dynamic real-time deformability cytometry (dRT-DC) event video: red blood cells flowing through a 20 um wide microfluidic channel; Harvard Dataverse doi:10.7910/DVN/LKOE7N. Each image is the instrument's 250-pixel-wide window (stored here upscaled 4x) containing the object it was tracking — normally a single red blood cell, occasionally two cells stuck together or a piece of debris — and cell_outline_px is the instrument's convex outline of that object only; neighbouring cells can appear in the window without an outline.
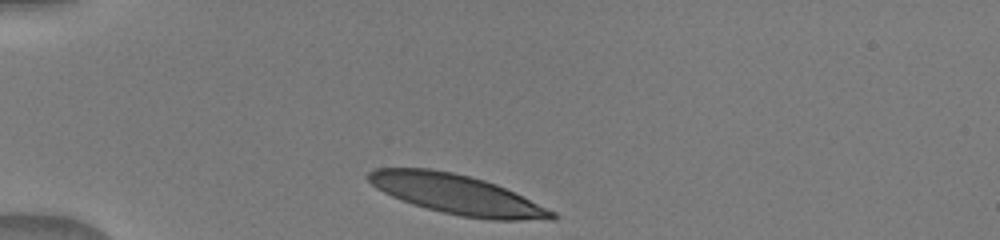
{"species": "human", "species_latin": "Homo sapiens", "temperature_condition": "warm", "stored_images_in_passage": 32, "camera_frame_rate_fps": 3000, "um_per_image_px": 0.085, "donor": {"sex": "male"}, "frame": {"image": 1, "passage_image": 1, "time_ms": 0.0, "image_size_px": [1000, 240], "cell_outline_px": [[560, 216], [556, 220], [492, 220], [460, 216], [412, 204], [392, 196], [376, 188], [364, 176], [368, 172], [376, 168], [428, 168], [452, 172], [484, 180], [496, 184], [556, 212]], "centroid_in_image_um": [38.85, 16.53], "position_along_channel_um": 46.1, "area_um2": 42.19}}
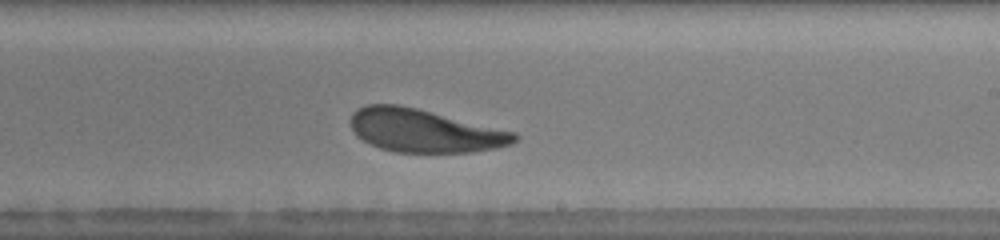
{"frame": {"image": 2, "passage_image": 18, "time_ms": 6.0, "image_size_px": [1000, 240], "cell_outline_px": [[520, 136], [512, 144], [496, 148], [472, 152], [396, 152], [380, 148], [356, 136], [352, 128], [352, 112], [356, 108], [364, 104], [396, 104], [416, 108], [516, 132]], "centroid_in_image_um": [36.08, 11.1], "position_along_channel_um": 252.9, "area_um2": 40.98}}
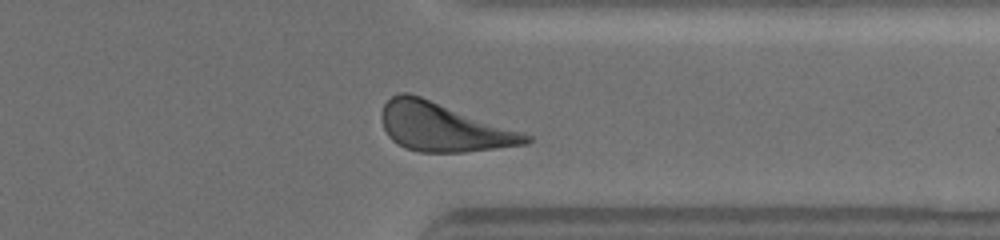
{"frame": {"image": 3, "passage_image": 27, "time_ms": 9.0, "image_size_px": [1000, 240], "cell_outline_px": [[532, 140], [528, 144], [464, 152], [420, 152], [404, 148], [392, 140], [388, 136], [384, 128], [380, 116], [384, 104], [392, 96], [400, 92], [408, 92], [420, 96], [524, 132], [532, 136]], "centroid_in_image_um": [37.67, 10.81], "position_along_channel_um": 373.7, "area_um2": 40.75}}